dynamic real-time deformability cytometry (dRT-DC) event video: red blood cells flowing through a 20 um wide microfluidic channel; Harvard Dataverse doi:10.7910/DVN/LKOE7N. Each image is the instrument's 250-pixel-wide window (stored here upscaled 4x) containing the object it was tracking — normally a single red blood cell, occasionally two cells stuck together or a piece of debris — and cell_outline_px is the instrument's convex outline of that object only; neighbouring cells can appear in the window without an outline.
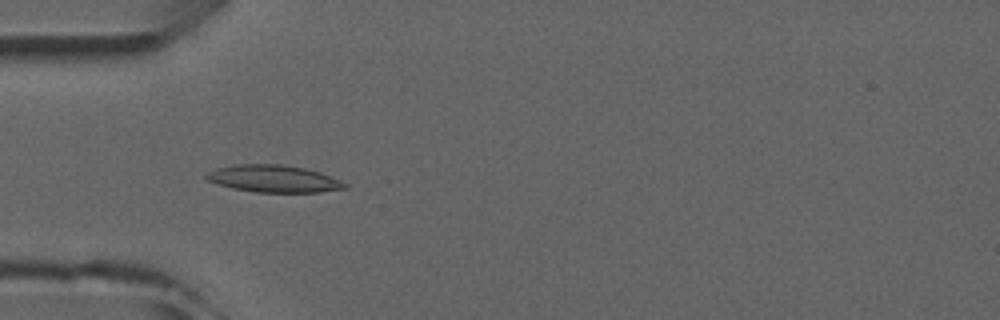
{"species": "common noctule bat (a hibernating species)", "species_latin": "Nyctalus noctula", "temperature_condition": "room temperature", "stored_images_in_passage": 4, "camera_frame_rate_fps": 3000, "um_per_image_px": 0.085, "animal": {"sex": "male", "forearm_length_mm": 52.5}, "frame": {"image": 1, "passage_image": 4, "time_ms": 4.333, "image_size_px": [1000, 320], "cell_outline_px": [[348, 188], [320, 192], [256, 192], [232, 188], [216, 184], [208, 180], [204, 176], [208, 172], [216, 168], [236, 164], [284, 164], [304, 168], [320, 172], [340, 180], [348, 184]], "centroid_in_image_um": [23.26, 15.19], "position_along_channel_um": 61.7, "area_um2": 22.02}}